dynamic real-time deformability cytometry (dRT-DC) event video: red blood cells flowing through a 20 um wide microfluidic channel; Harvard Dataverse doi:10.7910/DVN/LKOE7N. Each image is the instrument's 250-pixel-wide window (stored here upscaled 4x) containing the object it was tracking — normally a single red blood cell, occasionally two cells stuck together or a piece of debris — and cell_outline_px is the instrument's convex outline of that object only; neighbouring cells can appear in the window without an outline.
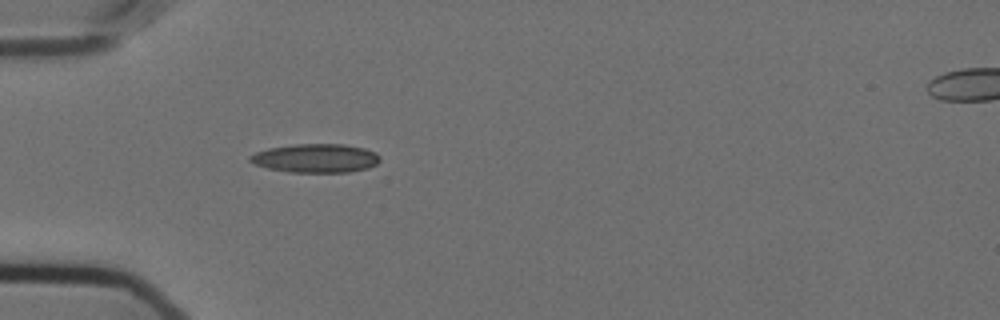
{"species": "Egyptian fruit bat (a non-hibernating species)", "species_latin": "Rousettus aegyptiacus", "temperature_condition": "cold", "stored_images_in_passage": 34, "camera_frame_rate_fps": 3000, "um_per_image_px": 0.085, "animal": {"sex": "female"}, "frame": {"image": 1, "passage_image": 1, "time_ms": 0.0, "image_size_px": [1000, 320], "cell_outline_px": [[380, 160], [376, 164], [368, 168], [348, 172], [288, 172], [268, 168], [256, 164], [248, 160], [248, 156], [256, 152], [268, 148], [292, 144], [344, 144], [364, 148], [376, 152], [380, 156]], "centroid_in_image_um": [26.84, 13.44], "position_along_channel_um": 58.2, "area_um2": 21.85}}
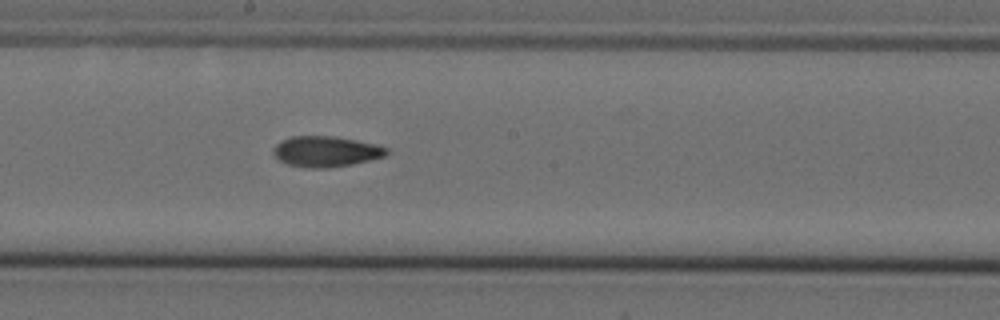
{"frame": {"image": 2, "passage_image": 15, "time_ms": 4.667, "image_size_px": [1000, 320], "cell_outline_px": [[388, 152], [384, 156], [352, 164], [328, 168], [304, 168], [288, 164], [280, 160], [272, 152], [272, 148], [280, 140], [292, 136], [332, 136], [356, 140], [376, 144], [388, 148]], "centroid_in_image_um": [27.67, 12.87], "position_along_channel_um": 220.5, "area_um2": 20.23}}
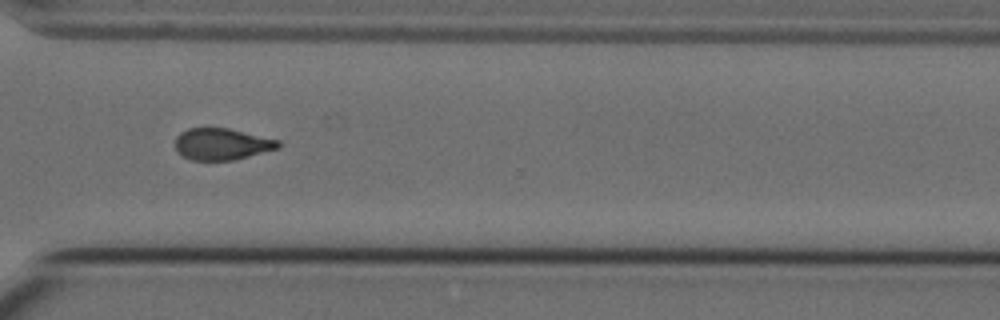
{"frame": {"image": 3, "passage_image": 26, "time_ms": 8.333, "image_size_px": [1000, 320], "cell_outline_px": [[280, 148], [236, 160], [192, 160], [184, 156], [176, 148], [176, 136], [180, 132], [188, 128], [228, 128], [280, 140]], "centroid_in_image_um": [18.9, 12.24], "position_along_channel_um": 351.7, "area_um2": 19.02}, "authors_computed_cell_mechanics": {"area_um2": 20.2011, "velocity_mm_per_s": 3.5952, "shape_relaxation_time_tau1_ms": 7.8523, "shape_relaxation_time_tau2_ms": 4.4149, "deformation_change_tau1": 0.1993, "deformation_change_tau2": 0.1149}}